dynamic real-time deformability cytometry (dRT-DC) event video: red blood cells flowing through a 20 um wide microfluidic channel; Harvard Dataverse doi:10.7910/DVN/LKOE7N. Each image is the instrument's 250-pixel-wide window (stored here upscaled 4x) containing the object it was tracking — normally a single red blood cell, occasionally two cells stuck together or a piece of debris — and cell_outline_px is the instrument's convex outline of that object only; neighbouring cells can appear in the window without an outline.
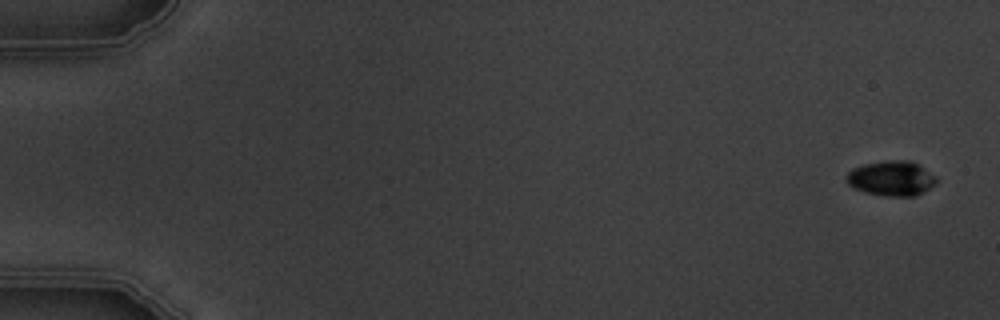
{"species": "common noctule bat (a hibernating species)", "species_latin": "Nyctalus noctula", "temperature_condition": "warm", "stored_images_in_passage": 6, "camera_frame_rate_fps": 3000, "um_per_image_px": 0.085, "animal": {"sex": "male", "body_mass_g": 19.5, "forearm_length_mm": 54.6}, "frame": {"image": 1, "passage_image": 1, "time_ms": 0.0, "image_size_px": [1000, 320], "cell_outline_px": [[936, 184], [916, 196], [888, 196], [864, 192], [852, 188], [844, 180], [844, 176], [852, 168], [864, 164], [892, 160], [908, 160], [920, 164], [936, 176]], "centroid_in_image_um": [75.75, 15.16], "position_along_channel_um": 9.3, "area_um2": 18.55}}
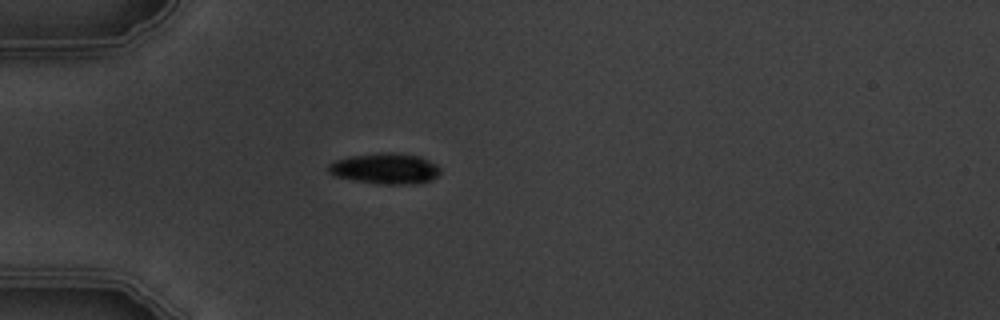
{"frame": {"image": 2, "passage_image": 5, "time_ms": 5.0, "image_size_px": [1000, 320], "cell_outline_px": [[440, 172], [436, 176], [428, 180], [412, 184], [376, 184], [352, 180], [332, 176], [328, 172], [328, 164], [336, 160], [348, 156], [380, 152], [388, 152], [420, 156], [436, 164], [440, 168]], "centroid_in_image_um": [32.68, 14.32], "position_along_channel_um": 52.3, "area_um2": 20.17}}